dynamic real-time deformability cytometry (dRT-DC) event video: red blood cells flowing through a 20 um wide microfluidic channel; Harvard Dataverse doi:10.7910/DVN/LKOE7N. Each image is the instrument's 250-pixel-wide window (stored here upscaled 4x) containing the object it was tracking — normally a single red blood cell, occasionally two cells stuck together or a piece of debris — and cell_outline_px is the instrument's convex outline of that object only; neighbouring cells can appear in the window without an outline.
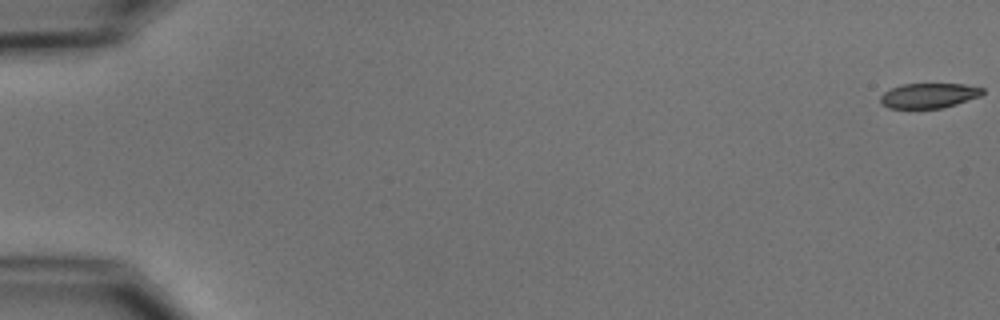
{"species": "common noctule bat (a hibernating species)", "species_latin": "Nyctalus noctula", "temperature_condition": "cold", "stored_images_in_passage": 5, "camera_frame_rate_fps": 3000, "um_per_image_px": 0.085, "animal": {"sex": "male", "body_mass_g": 15.6}, "frame": {"image": 1, "passage_image": 1, "time_ms": 0.0, "image_size_px": [1000, 320], "cell_outline_px": [[984, 92], [980, 96], [956, 104], [940, 108], [888, 108], [880, 104], [880, 96], [884, 92], [900, 84], [964, 84], [984, 88]], "centroid_in_image_um": [78.93, 8.12], "position_along_channel_um": 6.1, "area_um2": 14.85}}
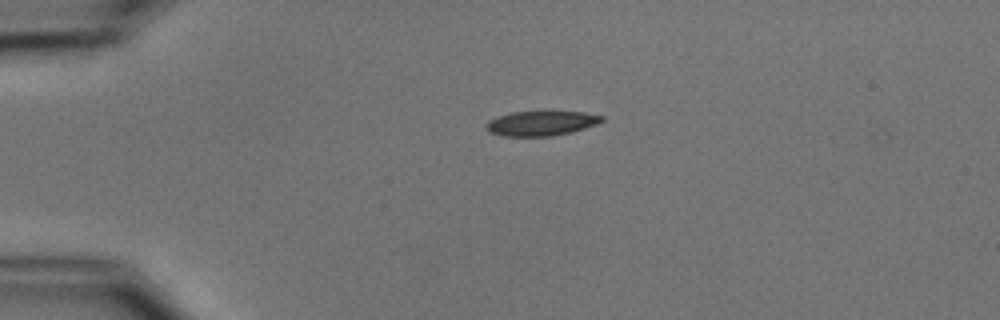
{"frame": {"image": 2, "passage_image": 4, "time_ms": 4.333, "image_size_px": [1000, 320], "cell_outline_px": [[604, 120], [596, 124], [572, 132], [552, 136], [504, 136], [488, 132], [484, 128], [484, 124], [488, 120], [512, 112], [584, 112], [604, 116]], "centroid_in_image_um": [45.97, 10.49], "position_along_channel_um": 39.0, "area_um2": 16.65}}